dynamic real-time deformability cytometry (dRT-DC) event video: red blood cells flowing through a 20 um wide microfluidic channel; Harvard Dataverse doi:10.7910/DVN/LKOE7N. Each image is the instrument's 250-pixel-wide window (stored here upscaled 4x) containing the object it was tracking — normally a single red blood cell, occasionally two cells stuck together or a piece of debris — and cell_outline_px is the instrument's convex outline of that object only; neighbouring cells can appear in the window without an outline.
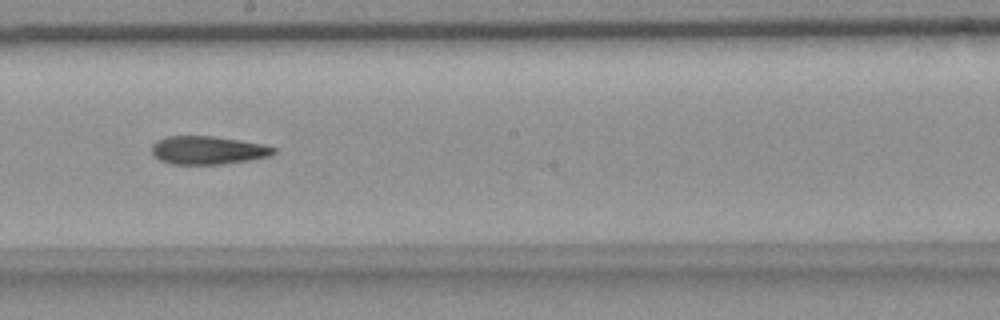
{"species": "common noctule bat (a hibernating species)", "species_latin": "Nyctalus noctula", "temperature_condition": "room temperature", "stored_images_in_passage": 36, "camera_frame_rate_fps": 3000, "um_per_image_px": 0.085, "animal": {"sex": "female", "body_mass_g": 18.4}, "frame": {"image": 1, "passage_image": 16, "time_ms": 5.0, "image_size_px": [1000, 320], "cell_outline_px": [[276, 152], [272, 156], [224, 164], [172, 164], [160, 160], [152, 152], [152, 144], [156, 140], [164, 136], [212, 136], [240, 140], [264, 144], [276, 148]], "centroid_in_image_um": [17.69, 12.76], "position_along_channel_um": 230.5, "area_um2": 20.17}}